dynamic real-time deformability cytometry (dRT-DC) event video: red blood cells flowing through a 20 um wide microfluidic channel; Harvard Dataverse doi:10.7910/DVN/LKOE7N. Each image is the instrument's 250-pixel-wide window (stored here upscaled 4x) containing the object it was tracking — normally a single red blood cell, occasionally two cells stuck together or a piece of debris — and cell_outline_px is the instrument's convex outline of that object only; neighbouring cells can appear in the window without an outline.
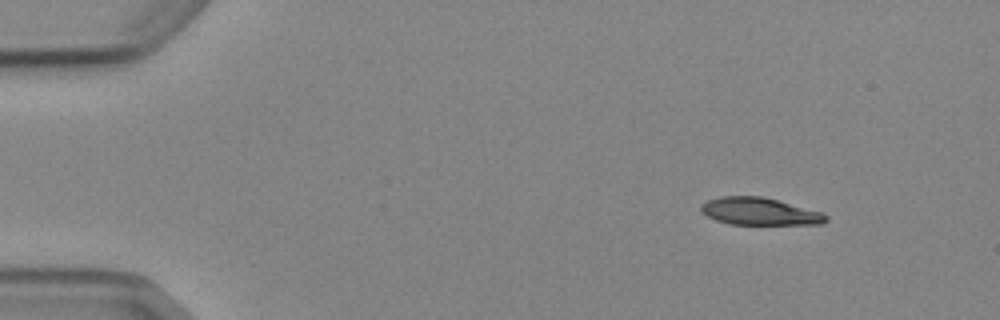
{"species": "Egyptian fruit bat (a non-hibernating species)", "species_latin": "Rousettus aegyptiacus", "temperature_condition": "cold", "stored_images_in_passage": 7, "camera_frame_rate_fps": 3000, "um_per_image_px": 0.085, "animal": {"sex": "female"}, "frame": {"image": 1, "passage_image": 1, "time_ms": 0.0, "image_size_px": [1000, 320], "cell_outline_px": [[828, 220], [824, 224], [728, 224], [716, 220], [700, 212], [700, 204], [708, 200], [720, 196], [764, 196], [820, 212], [828, 216]], "centroid_in_image_um": [64.53, 17.97], "position_along_channel_um": 20.5, "area_um2": 19.94}}